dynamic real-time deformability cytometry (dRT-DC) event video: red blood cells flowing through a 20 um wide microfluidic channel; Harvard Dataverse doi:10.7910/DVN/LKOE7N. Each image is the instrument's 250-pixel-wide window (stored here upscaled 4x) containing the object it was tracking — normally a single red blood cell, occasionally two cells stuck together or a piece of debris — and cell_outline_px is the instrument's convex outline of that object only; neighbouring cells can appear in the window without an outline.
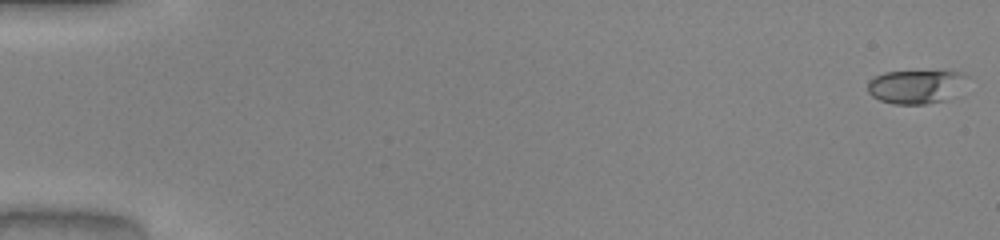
{"species": "common noctule bat (a hibernating species)", "species_latin": "Nyctalus noctula", "temperature_condition": "warm", "stored_images_in_passage": 52, "camera_frame_rate_fps": 3000, "um_per_image_px": 0.085, "animal": {"sex": "male", "body_mass_g": 20.0, "forearm_length_mm": 53.3}, "frame": {"image": 1, "passage_image": 1, "time_ms": 0.0, "image_size_px": [1000, 240], "cell_outline_px": [[968, 76], [948, 100], [928, 104], [892, 104], [880, 100], [872, 96], [868, 92], [868, 80], [884, 72], [944, 68], [964, 72]], "centroid_in_image_um": [77.87, 7.3], "position_along_channel_um": 7.1, "area_um2": 20.35}}
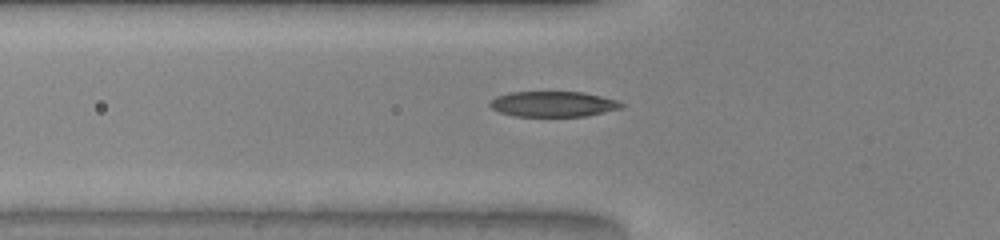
{"frame": {"image": 2, "passage_image": 19, "time_ms": 6.0, "image_size_px": [1000, 240], "cell_outline_px": [[624, 104], [620, 108], [584, 116], [516, 116], [500, 112], [492, 108], [488, 104], [496, 96], [508, 92], [584, 92], [616, 100]], "centroid_in_image_um": [46.97, 8.83], "position_along_channel_um": 78.8, "area_um2": 19.25}}
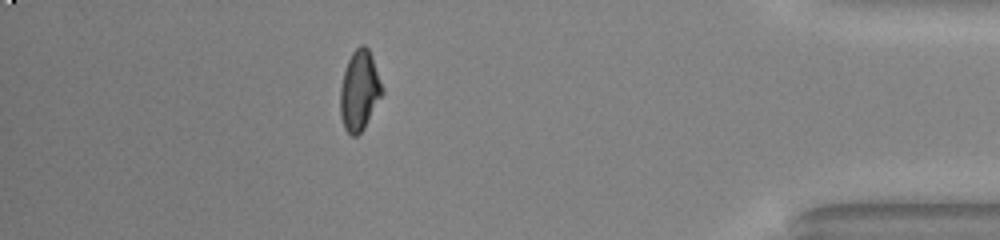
{"frame": {"image": 3, "passage_image": 46, "time_ms": 15.0, "image_size_px": [1000, 240], "cell_outline_px": [[384, 92], [364, 128], [356, 136], [352, 136], [344, 128], [340, 116], [340, 88], [344, 72], [348, 60], [352, 52], [360, 44], [364, 44], [368, 48], [372, 56], [384, 88]], "centroid_in_image_um": [30.56, 7.69], "position_along_channel_um": 404.6, "area_um2": 19.65}, "authors_computed_cell_mechanics": {"area_um2": 19.2474, "velocity_mm_per_s": 4.07, "shape_relaxation_time_tau1_ms": 6.5814, "shape_relaxation_time_tau2_ms": 1.0967, "deformation_change_tau1": 0.2608, "deformation_change_tau2": 0.0734}}